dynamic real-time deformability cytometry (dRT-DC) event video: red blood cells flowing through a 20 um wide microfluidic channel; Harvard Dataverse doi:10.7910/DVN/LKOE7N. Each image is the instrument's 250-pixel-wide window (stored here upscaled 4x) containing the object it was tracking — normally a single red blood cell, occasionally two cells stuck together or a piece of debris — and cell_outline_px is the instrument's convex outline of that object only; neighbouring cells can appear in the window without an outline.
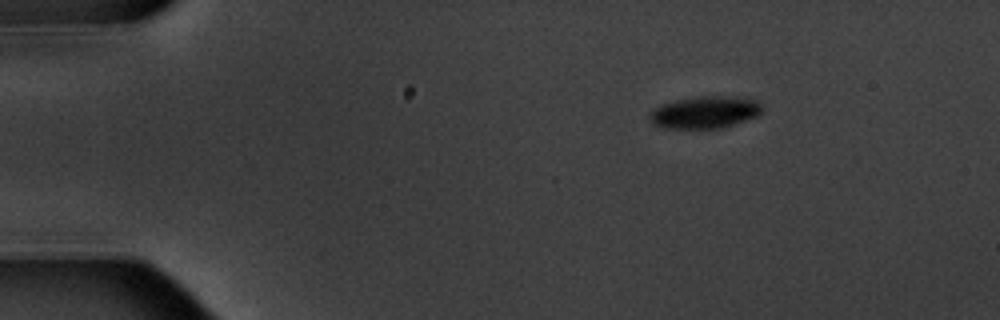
{"species": "common noctule bat (a hibernating species)", "species_latin": "Nyctalus noctula", "temperature_condition": "warm", "stored_images_in_passage": 6, "camera_frame_rate_fps": 3000, "um_per_image_px": 0.085, "animal": {"sex": "male", "body_mass_g": 20.1, "forearm_length_mm": 53.5}, "frame": {"image": 1, "passage_image": 6, "time_ms": 6.0, "image_size_px": [1000, 320], "cell_outline_px": [[764, 112], [760, 116], [724, 128], [664, 128], [652, 124], [648, 116], [656, 108], [664, 104], [680, 100], [700, 96], [736, 96], [756, 100], [764, 104]], "centroid_in_image_um": [60.05, 9.55], "position_along_channel_um": 25.0, "area_um2": 21.33}}